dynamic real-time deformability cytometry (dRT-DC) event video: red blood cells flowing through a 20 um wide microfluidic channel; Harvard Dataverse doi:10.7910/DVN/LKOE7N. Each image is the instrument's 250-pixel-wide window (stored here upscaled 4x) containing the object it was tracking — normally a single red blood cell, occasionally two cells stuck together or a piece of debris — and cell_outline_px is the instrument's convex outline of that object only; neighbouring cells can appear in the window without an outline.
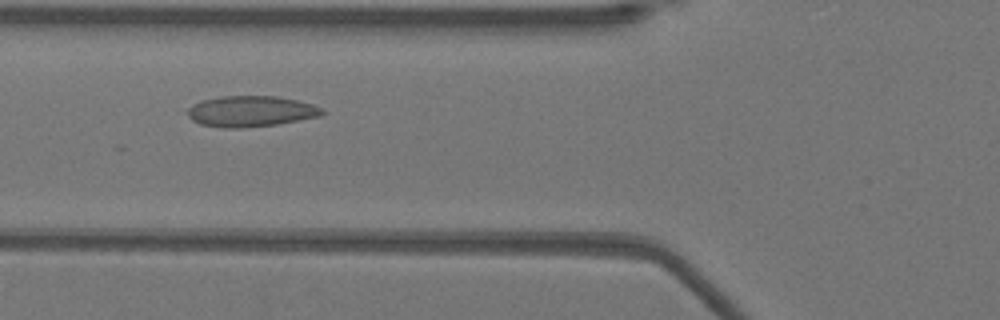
{"species": "Egyptian fruit bat (a non-hibernating species)", "species_latin": "Rousettus aegyptiacus", "temperature_condition": "warm", "stored_images_in_passage": 45, "camera_frame_rate_fps": 3000, "um_per_image_px": 0.085, "animal": {"sex": "female"}, "frame": {"image": 1, "passage_image": 13, "time_ms": 4.0, "image_size_px": [1000, 320], "cell_outline_px": [[324, 112], [320, 116], [276, 124], [240, 128], [224, 128], [200, 124], [192, 120], [188, 116], [188, 108], [192, 104], [200, 100], [220, 96], [276, 96], [296, 100], [312, 104], [324, 108]], "centroid_in_image_um": [21.29, 9.45], "position_along_channel_um": 104.5, "area_um2": 24.22}}
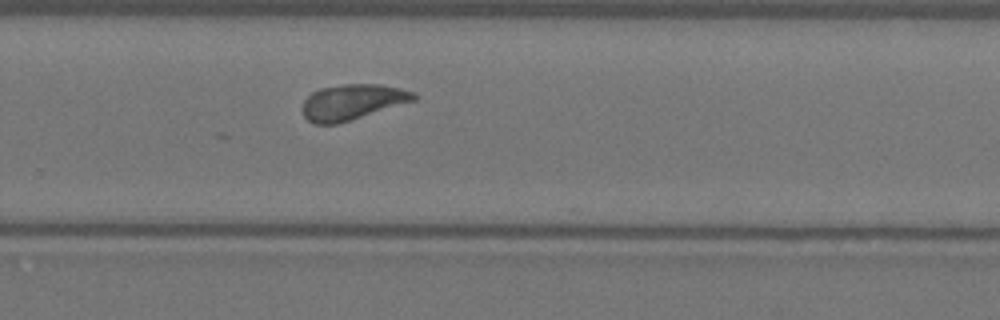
{"frame": {"image": 2, "passage_image": 28, "time_ms": 9.0, "image_size_px": [1000, 320], "cell_outline_px": [[416, 100], [336, 124], [312, 124], [304, 116], [300, 108], [304, 100], [312, 92], [320, 88], [344, 84], [380, 84], [400, 88], [416, 92]], "centroid_in_image_um": [29.92, 8.67], "position_along_channel_um": 299.9, "area_um2": 23.06}}
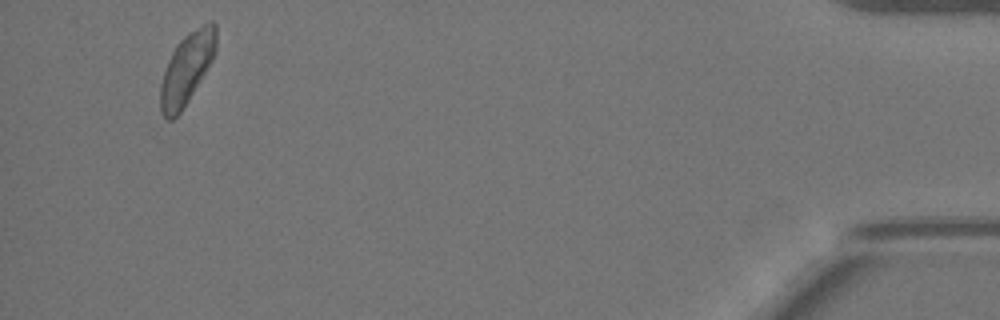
{"frame": {"image": 3, "passage_image": 43, "time_ms": 14.0, "image_size_px": [1000, 320], "cell_outline_px": [[216, 48], [212, 60], [188, 100], [180, 112], [172, 120], [168, 120], [160, 112], [160, 84], [168, 60], [176, 44], [188, 32], [208, 20], [212, 20], [216, 24]], "centroid_in_image_um": [15.87, 5.78], "position_along_channel_um": 419.3, "area_um2": 23.0}, "authors_computed_cell_mechanics": {"area_um2": 22.7732, "velocity_mm_per_s": 3.9296, "shape_relaxation_time_tau1_ms": null, "shape_relaxation_time_tau2_ms": 3.0018, "deformation_change_tau1": null, "deformation_change_tau2": 0.0984}}